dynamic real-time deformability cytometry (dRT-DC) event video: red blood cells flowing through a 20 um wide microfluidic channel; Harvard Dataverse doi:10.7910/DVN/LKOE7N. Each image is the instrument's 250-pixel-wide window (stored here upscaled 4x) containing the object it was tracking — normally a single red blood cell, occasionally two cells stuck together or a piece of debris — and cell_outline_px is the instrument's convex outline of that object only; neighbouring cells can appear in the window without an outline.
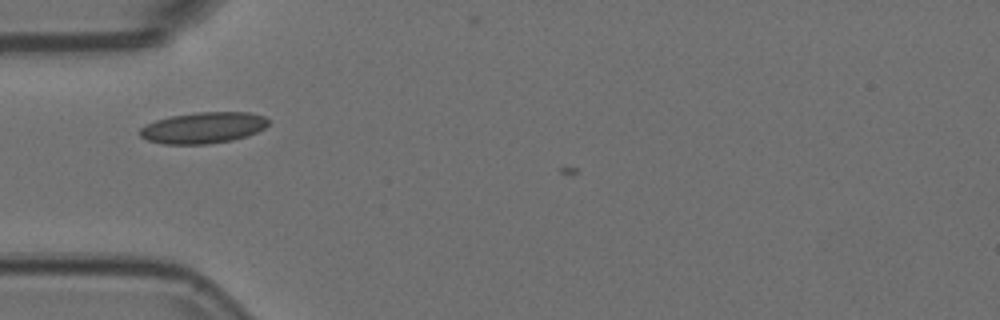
{"species": "Egyptian fruit bat (a non-hibernating species)", "species_latin": "Rousettus aegyptiacus", "temperature_condition": "room temperature", "stored_images_in_passage": 5, "camera_frame_rate_fps": 3000, "um_per_image_px": 0.085, "animal": {"sex": "female"}, "frame": {"image": 1, "passage_image": 3, "time_ms": 0.667, "image_size_px": [1000, 320], "cell_outline_px": [[268, 124], [264, 128], [256, 132], [232, 140], [204, 144], [164, 144], [148, 140], [140, 136], [136, 132], [140, 128], [156, 120], [168, 116], [196, 112], [252, 112], [264, 116], [268, 120]], "centroid_in_image_um": [17.24, 10.85], "position_along_channel_um": 67.8, "area_um2": 23.35}}